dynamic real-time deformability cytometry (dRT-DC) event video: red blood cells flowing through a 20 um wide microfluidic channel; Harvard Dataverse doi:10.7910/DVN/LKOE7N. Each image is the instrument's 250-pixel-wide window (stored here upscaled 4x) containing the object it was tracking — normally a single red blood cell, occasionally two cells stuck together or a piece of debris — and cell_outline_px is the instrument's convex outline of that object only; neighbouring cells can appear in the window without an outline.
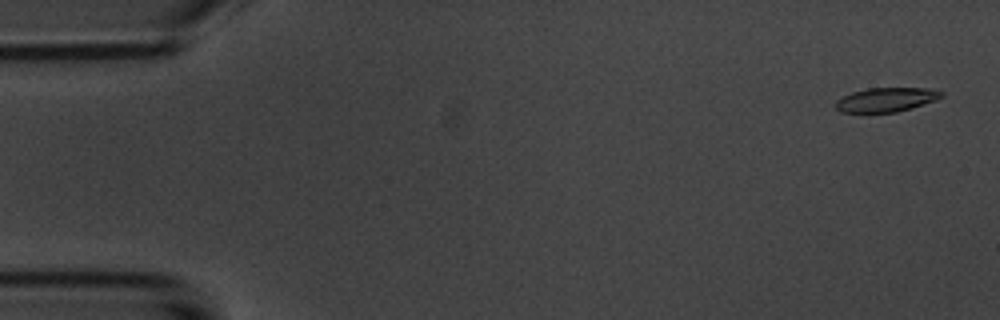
{"species": "common noctule bat (a hibernating species)", "species_latin": "Nyctalus noctula", "temperature_condition": "room temperature", "stored_images_in_passage": 54, "camera_frame_rate_fps": 3000, "um_per_image_px": 0.085, "animal": {"sex": "male", "body_mass_g": 20.1, "forearm_length_mm": 53.5}, "frame": {"image": 1, "passage_image": 2, "time_ms": 0.333, "image_size_px": [1000, 320], "cell_outline_px": [[944, 96], [936, 100], [912, 108], [896, 112], [840, 112], [836, 108], [836, 100], [852, 92], [868, 88], [932, 88], [944, 92]], "centroid_in_image_um": [75.37, 8.46], "position_along_channel_um": 9.6, "area_um2": 14.91}}
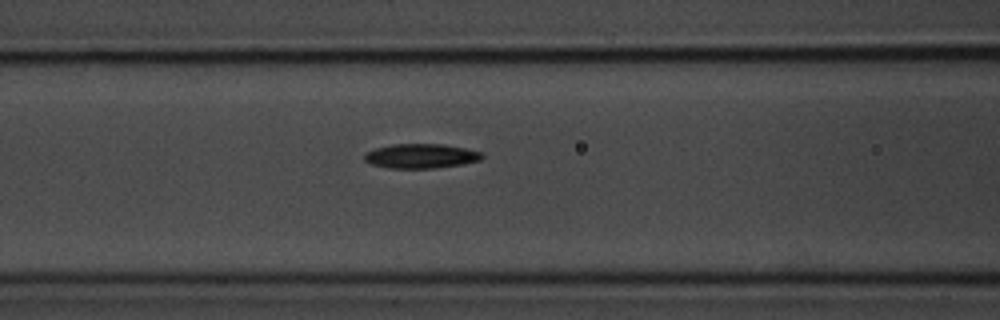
{"frame": {"image": 2, "passage_image": 22, "time_ms": 7.0, "image_size_px": [1000, 320], "cell_outline_px": [[484, 156], [480, 160], [460, 164], [436, 168], [388, 168], [372, 164], [364, 160], [364, 152], [376, 148], [392, 144], [444, 144], [484, 152]], "centroid_in_image_um": [35.77, 13.25], "position_along_channel_um": 130.8, "area_um2": 16.82}}
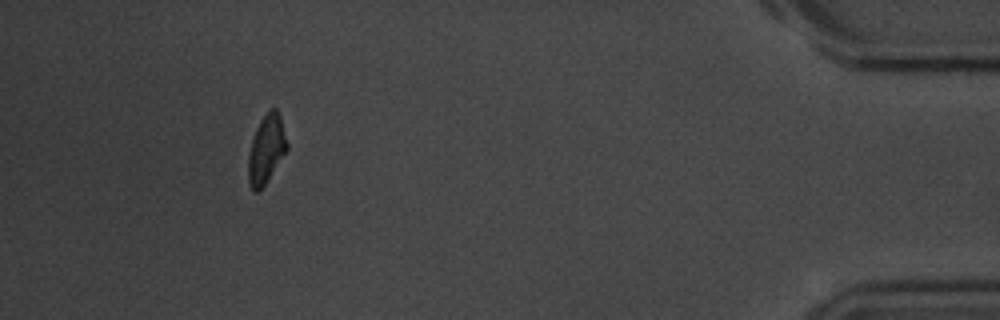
{"frame": {"image": 3, "passage_image": 50, "time_ms": 16.333, "image_size_px": [1000, 320], "cell_outline_px": [[288, 148], [264, 184], [256, 192], [252, 192], [248, 184], [248, 156], [252, 140], [256, 128], [260, 120], [268, 108], [276, 108], [280, 116], [288, 144]], "centroid_in_image_um": [22.62, 12.65], "position_along_channel_um": 412.6, "area_um2": 15.32}, "authors_computed_cell_mechanics": {"area_um2": 16.2996, "velocity_mm_per_s": 3.69, "shape_relaxation_time_tau1_ms": 2.1462, "shape_relaxation_time_tau2_ms": null, "deformation_change_tau1": 0.1301, "deformation_change_tau2": null}}